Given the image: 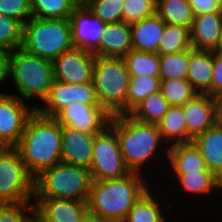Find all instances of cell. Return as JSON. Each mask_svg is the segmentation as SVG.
I'll use <instances>...</instances> for the list:
<instances>
[{"label": "cell", "instance_id": "22", "mask_svg": "<svg viewBox=\"0 0 222 222\" xmlns=\"http://www.w3.org/2000/svg\"><path fill=\"white\" fill-rule=\"evenodd\" d=\"M172 175L176 179L175 183L178 182L177 187L182 188L185 194H198L201 197L222 191V179L212 171L173 172Z\"/></svg>", "mask_w": 222, "mask_h": 222}, {"label": "cell", "instance_id": "30", "mask_svg": "<svg viewBox=\"0 0 222 222\" xmlns=\"http://www.w3.org/2000/svg\"><path fill=\"white\" fill-rule=\"evenodd\" d=\"M157 53L167 55L182 52L192 48L190 41V29L179 25H165Z\"/></svg>", "mask_w": 222, "mask_h": 222}, {"label": "cell", "instance_id": "29", "mask_svg": "<svg viewBox=\"0 0 222 222\" xmlns=\"http://www.w3.org/2000/svg\"><path fill=\"white\" fill-rule=\"evenodd\" d=\"M128 93L126 96V114H129L140 102L152 93L160 91L159 76H130Z\"/></svg>", "mask_w": 222, "mask_h": 222}, {"label": "cell", "instance_id": "39", "mask_svg": "<svg viewBox=\"0 0 222 222\" xmlns=\"http://www.w3.org/2000/svg\"><path fill=\"white\" fill-rule=\"evenodd\" d=\"M0 14L24 25L32 18L31 0H0Z\"/></svg>", "mask_w": 222, "mask_h": 222}, {"label": "cell", "instance_id": "26", "mask_svg": "<svg viewBox=\"0 0 222 222\" xmlns=\"http://www.w3.org/2000/svg\"><path fill=\"white\" fill-rule=\"evenodd\" d=\"M157 127L166 146L187 143L186 120L182 106H170L157 123Z\"/></svg>", "mask_w": 222, "mask_h": 222}, {"label": "cell", "instance_id": "38", "mask_svg": "<svg viewBox=\"0 0 222 222\" xmlns=\"http://www.w3.org/2000/svg\"><path fill=\"white\" fill-rule=\"evenodd\" d=\"M34 203L0 204V222H33Z\"/></svg>", "mask_w": 222, "mask_h": 222}, {"label": "cell", "instance_id": "16", "mask_svg": "<svg viewBox=\"0 0 222 222\" xmlns=\"http://www.w3.org/2000/svg\"><path fill=\"white\" fill-rule=\"evenodd\" d=\"M182 107L186 120L187 143L217 122L216 101L213 96L199 93Z\"/></svg>", "mask_w": 222, "mask_h": 222}, {"label": "cell", "instance_id": "21", "mask_svg": "<svg viewBox=\"0 0 222 222\" xmlns=\"http://www.w3.org/2000/svg\"><path fill=\"white\" fill-rule=\"evenodd\" d=\"M192 142L199 149L207 169L222 179V123L216 122Z\"/></svg>", "mask_w": 222, "mask_h": 222}, {"label": "cell", "instance_id": "43", "mask_svg": "<svg viewBox=\"0 0 222 222\" xmlns=\"http://www.w3.org/2000/svg\"><path fill=\"white\" fill-rule=\"evenodd\" d=\"M216 101L217 122L222 123V91L214 96Z\"/></svg>", "mask_w": 222, "mask_h": 222}, {"label": "cell", "instance_id": "46", "mask_svg": "<svg viewBox=\"0 0 222 222\" xmlns=\"http://www.w3.org/2000/svg\"><path fill=\"white\" fill-rule=\"evenodd\" d=\"M104 222H123V221H111V220H105Z\"/></svg>", "mask_w": 222, "mask_h": 222}, {"label": "cell", "instance_id": "12", "mask_svg": "<svg viewBox=\"0 0 222 222\" xmlns=\"http://www.w3.org/2000/svg\"><path fill=\"white\" fill-rule=\"evenodd\" d=\"M95 59L92 52L80 48L61 53L52 61L54 80L67 84L93 82Z\"/></svg>", "mask_w": 222, "mask_h": 222}, {"label": "cell", "instance_id": "10", "mask_svg": "<svg viewBox=\"0 0 222 222\" xmlns=\"http://www.w3.org/2000/svg\"><path fill=\"white\" fill-rule=\"evenodd\" d=\"M35 110L34 104L30 107L27 101L0 92V148L18 144L27 120Z\"/></svg>", "mask_w": 222, "mask_h": 222}, {"label": "cell", "instance_id": "23", "mask_svg": "<svg viewBox=\"0 0 222 222\" xmlns=\"http://www.w3.org/2000/svg\"><path fill=\"white\" fill-rule=\"evenodd\" d=\"M167 163L169 172L210 171L193 142L169 146Z\"/></svg>", "mask_w": 222, "mask_h": 222}, {"label": "cell", "instance_id": "33", "mask_svg": "<svg viewBox=\"0 0 222 222\" xmlns=\"http://www.w3.org/2000/svg\"><path fill=\"white\" fill-rule=\"evenodd\" d=\"M160 91L170 106H184L199 94L187 78L161 80Z\"/></svg>", "mask_w": 222, "mask_h": 222}, {"label": "cell", "instance_id": "17", "mask_svg": "<svg viewBox=\"0 0 222 222\" xmlns=\"http://www.w3.org/2000/svg\"><path fill=\"white\" fill-rule=\"evenodd\" d=\"M62 163L89 169L93 157L94 134H87L67 126H61Z\"/></svg>", "mask_w": 222, "mask_h": 222}, {"label": "cell", "instance_id": "15", "mask_svg": "<svg viewBox=\"0 0 222 222\" xmlns=\"http://www.w3.org/2000/svg\"><path fill=\"white\" fill-rule=\"evenodd\" d=\"M37 222H81L88 212L86 201L33 198Z\"/></svg>", "mask_w": 222, "mask_h": 222}, {"label": "cell", "instance_id": "28", "mask_svg": "<svg viewBox=\"0 0 222 222\" xmlns=\"http://www.w3.org/2000/svg\"><path fill=\"white\" fill-rule=\"evenodd\" d=\"M169 108V102L158 91L147 96L129 115L143 123L157 124Z\"/></svg>", "mask_w": 222, "mask_h": 222}, {"label": "cell", "instance_id": "14", "mask_svg": "<svg viewBox=\"0 0 222 222\" xmlns=\"http://www.w3.org/2000/svg\"><path fill=\"white\" fill-rule=\"evenodd\" d=\"M71 24L72 44L99 56V43L105 30V23L80 3L69 17Z\"/></svg>", "mask_w": 222, "mask_h": 222}, {"label": "cell", "instance_id": "18", "mask_svg": "<svg viewBox=\"0 0 222 222\" xmlns=\"http://www.w3.org/2000/svg\"><path fill=\"white\" fill-rule=\"evenodd\" d=\"M222 28V12L194 16L190 28L191 46L195 50L216 51Z\"/></svg>", "mask_w": 222, "mask_h": 222}, {"label": "cell", "instance_id": "24", "mask_svg": "<svg viewBox=\"0 0 222 222\" xmlns=\"http://www.w3.org/2000/svg\"><path fill=\"white\" fill-rule=\"evenodd\" d=\"M152 186L134 204L123 222H168L166 221L167 217H165L169 214L165 211L167 206L164 205V202L162 203L163 199L158 196L161 192H157L156 195V190L155 193L154 190L152 192Z\"/></svg>", "mask_w": 222, "mask_h": 222}, {"label": "cell", "instance_id": "45", "mask_svg": "<svg viewBox=\"0 0 222 222\" xmlns=\"http://www.w3.org/2000/svg\"><path fill=\"white\" fill-rule=\"evenodd\" d=\"M216 51H222V28H221V34L219 38V43Z\"/></svg>", "mask_w": 222, "mask_h": 222}, {"label": "cell", "instance_id": "31", "mask_svg": "<svg viewBox=\"0 0 222 222\" xmlns=\"http://www.w3.org/2000/svg\"><path fill=\"white\" fill-rule=\"evenodd\" d=\"M79 0H31L32 17L69 19Z\"/></svg>", "mask_w": 222, "mask_h": 222}, {"label": "cell", "instance_id": "41", "mask_svg": "<svg viewBox=\"0 0 222 222\" xmlns=\"http://www.w3.org/2000/svg\"><path fill=\"white\" fill-rule=\"evenodd\" d=\"M194 16L222 12V0H187Z\"/></svg>", "mask_w": 222, "mask_h": 222}, {"label": "cell", "instance_id": "20", "mask_svg": "<svg viewBox=\"0 0 222 222\" xmlns=\"http://www.w3.org/2000/svg\"><path fill=\"white\" fill-rule=\"evenodd\" d=\"M166 23L155 13L141 21L131 23L133 50L157 53Z\"/></svg>", "mask_w": 222, "mask_h": 222}, {"label": "cell", "instance_id": "9", "mask_svg": "<svg viewBox=\"0 0 222 222\" xmlns=\"http://www.w3.org/2000/svg\"><path fill=\"white\" fill-rule=\"evenodd\" d=\"M89 170L94 181L122 178L131 173L121 153L117 134L109 125L95 135Z\"/></svg>", "mask_w": 222, "mask_h": 222}, {"label": "cell", "instance_id": "7", "mask_svg": "<svg viewBox=\"0 0 222 222\" xmlns=\"http://www.w3.org/2000/svg\"><path fill=\"white\" fill-rule=\"evenodd\" d=\"M26 52L53 61L73 48L69 19L32 17L23 25L22 47Z\"/></svg>", "mask_w": 222, "mask_h": 222}, {"label": "cell", "instance_id": "44", "mask_svg": "<svg viewBox=\"0 0 222 222\" xmlns=\"http://www.w3.org/2000/svg\"><path fill=\"white\" fill-rule=\"evenodd\" d=\"M102 218L98 217L97 215L91 214L87 212L85 216L82 218L81 222H104Z\"/></svg>", "mask_w": 222, "mask_h": 222}, {"label": "cell", "instance_id": "27", "mask_svg": "<svg viewBox=\"0 0 222 222\" xmlns=\"http://www.w3.org/2000/svg\"><path fill=\"white\" fill-rule=\"evenodd\" d=\"M156 13L167 24L191 28L194 13L187 0H156Z\"/></svg>", "mask_w": 222, "mask_h": 222}, {"label": "cell", "instance_id": "25", "mask_svg": "<svg viewBox=\"0 0 222 222\" xmlns=\"http://www.w3.org/2000/svg\"><path fill=\"white\" fill-rule=\"evenodd\" d=\"M213 75V51L189 49L187 79L199 93H205L211 86Z\"/></svg>", "mask_w": 222, "mask_h": 222}, {"label": "cell", "instance_id": "32", "mask_svg": "<svg viewBox=\"0 0 222 222\" xmlns=\"http://www.w3.org/2000/svg\"><path fill=\"white\" fill-rule=\"evenodd\" d=\"M124 59L130 76L160 75V55L158 53L132 49Z\"/></svg>", "mask_w": 222, "mask_h": 222}, {"label": "cell", "instance_id": "11", "mask_svg": "<svg viewBox=\"0 0 222 222\" xmlns=\"http://www.w3.org/2000/svg\"><path fill=\"white\" fill-rule=\"evenodd\" d=\"M74 102L100 105L93 82L67 84L54 80L47 97L42 101L45 105L40 107L41 104H35L34 107L39 114L54 117L61 109Z\"/></svg>", "mask_w": 222, "mask_h": 222}, {"label": "cell", "instance_id": "6", "mask_svg": "<svg viewBox=\"0 0 222 222\" xmlns=\"http://www.w3.org/2000/svg\"><path fill=\"white\" fill-rule=\"evenodd\" d=\"M130 78L124 58L96 56L93 84L101 107L110 116L126 114Z\"/></svg>", "mask_w": 222, "mask_h": 222}, {"label": "cell", "instance_id": "34", "mask_svg": "<svg viewBox=\"0 0 222 222\" xmlns=\"http://www.w3.org/2000/svg\"><path fill=\"white\" fill-rule=\"evenodd\" d=\"M189 67V50L160 55V79H186Z\"/></svg>", "mask_w": 222, "mask_h": 222}, {"label": "cell", "instance_id": "3", "mask_svg": "<svg viewBox=\"0 0 222 222\" xmlns=\"http://www.w3.org/2000/svg\"><path fill=\"white\" fill-rule=\"evenodd\" d=\"M61 147L60 123L54 117H45L35 110L14 148L35 177L42 170L62 162Z\"/></svg>", "mask_w": 222, "mask_h": 222}, {"label": "cell", "instance_id": "37", "mask_svg": "<svg viewBox=\"0 0 222 222\" xmlns=\"http://www.w3.org/2000/svg\"><path fill=\"white\" fill-rule=\"evenodd\" d=\"M123 22L134 23L156 13V0H124Z\"/></svg>", "mask_w": 222, "mask_h": 222}, {"label": "cell", "instance_id": "4", "mask_svg": "<svg viewBox=\"0 0 222 222\" xmlns=\"http://www.w3.org/2000/svg\"><path fill=\"white\" fill-rule=\"evenodd\" d=\"M9 80L17 92L12 95L28 103L33 99L42 102L54 81L53 63L18 48L10 55Z\"/></svg>", "mask_w": 222, "mask_h": 222}, {"label": "cell", "instance_id": "40", "mask_svg": "<svg viewBox=\"0 0 222 222\" xmlns=\"http://www.w3.org/2000/svg\"><path fill=\"white\" fill-rule=\"evenodd\" d=\"M222 91V51H213V75L211 86L205 92L210 96H216Z\"/></svg>", "mask_w": 222, "mask_h": 222}, {"label": "cell", "instance_id": "5", "mask_svg": "<svg viewBox=\"0 0 222 222\" xmlns=\"http://www.w3.org/2000/svg\"><path fill=\"white\" fill-rule=\"evenodd\" d=\"M92 182L89 169L61 162L34 177V198L87 201Z\"/></svg>", "mask_w": 222, "mask_h": 222}, {"label": "cell", "instance_id": "19", "mask_svg": "<svg viewBox=\"0 0 222 222\" xmlns=\"http://www.w3.org/2000/svg\"><path fill=\"white\" fill-rule=\"evenodd\" d=\"M132 49L130 23L122 21L105 25L99 43L100 57L124 58Z\"/></svg>", "mask_w": 222, "mask_h": 222}, {"label": "cell", "instance_id": "42", "mask_svg": "<svg viewBox=\"0 0 222 222\" xmlns=\"http://www.w3.org/2000/svg\"><path fill=\"white\" fill-rule=\"evenodd\" d=\"M11 52L0 48V83L9 78Z\"/></svg>", "mask_w": 222, "mask_h": 222}, {"label": "cell", "instance_id": "13", "mask_svg": "<svg viewBox=\"0 0 222 222\" xmlns=\"http://www.w3.org/2000/svg\"><path fill=\"white\" fill-rule=\"evenodd\" d=\"M54 118L61 126L96 135L109 125L111 116L101 105L74 102L61 109Z\"/></svg>", "mask_w": 222, "mask_h": 222}, {"label": "cell", "instance_id": "35", "mask_svg": "<svg viewBox=\"0 0 222 222\" xmlns=\"http://www.w3.org/2000/svg\"><path fill=\"white\" fill-rule=\"evenodd\" d=\"M83 3L105 24L123 21L124 0H85Z\"/></svg>", "mask_w": 222, "mask_h": 222}, {"label": "cell", "instance_id": "1", "mask_svg": "<svg viewBox=\"0 0 222 222\" xmlns=\"http://www.w3.org/2000/svg\"><path fill=\"white\" fill-rule=\"evenodd\" d=\"M109 126L117 134L121 153L131 172L142 174L143 169L145 171L144 167L156 160L158 156L161 160L165 158L166 165L169 146L164 145L166 143L161 137L157 124L143 123L129 114H124L111 116ZM158 152L161 156L163 152L164 158L157 155Z\"/></svg>", "mask_w": 222, "mask_h": 222}, {"label": "cell", "instance_id": "8", "mask_svg": "<svg viewBox=\"0 0 222 222\" xmlns=\"http://www.w3.org/2000/svg\"><path fill=\"white\" fill-rule=\"evenodd\" d=\"M34 176L14 147L0 148V204L31 202Z\"/></svg>", "mask_w": 222, "mask_h": 222}, {"label": "cell", "instance_id": "36", "mask_svg": "<svg viewBox=\"0 0 222 222\" xmlns=\"http://www.w3.org/2000/svg\"><path fill=\"white\" fill-rule=\"evenodd\" d=\"M23 25L8 16L0 14V48L14 51L22 47Z\"/></svg>", "mask_w": 222, "mask_h": 222}, {"label": "cell", "instance_id": "2", "mask_svg": "<svg viewBox=\"0 0 222 222\" xmlns=\"http://www.w3.org/2000/svg\"><path fill=\"white\" fill-rule=\"evenodd\" d=\"M143 174L92 182L86 201L88 212L103 220L124 221L134 204L150 188ZM146 180V181H145Z\"/></svg>", "mask_w": 222, "mask_h": 222}]
</instances>
